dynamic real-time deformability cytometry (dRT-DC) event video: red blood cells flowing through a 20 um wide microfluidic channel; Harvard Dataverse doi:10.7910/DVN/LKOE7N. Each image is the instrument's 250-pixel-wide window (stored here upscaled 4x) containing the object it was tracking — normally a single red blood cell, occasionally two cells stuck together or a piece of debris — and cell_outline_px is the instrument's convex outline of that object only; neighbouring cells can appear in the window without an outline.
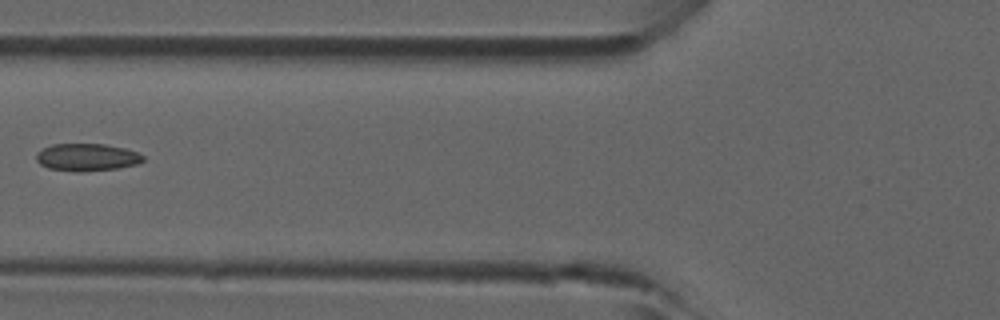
{"species": "common noctule bat (a hibernating species)", "species_latin": "Nyctalus noctula", "temperature_condition": "room temperature", "stored_images_in_passage": 6, "camera_frame_rate_fps": 3000, "um_per_image_px": 0.085, "animal": {"sex": "male", "forearm_length_mm": 52.5}, "frame": {"image": 1, "passage_image": 6, "time_ms": 1.667, "image_size_px": [1000, 320], "cell_outline_px": [[144, 160], [136, 164], [116, 168], [80, 172], [76, 172], [48, 168], [40, 164], [36, 160], [36, 152], [52, 144], [104, 144], [124, 148], [136, 152], [144, 156]], "centroid_in_image_um": [7.35, 13.37], "position_along_channel_um": 118.4, "area_um2": 16.99}}